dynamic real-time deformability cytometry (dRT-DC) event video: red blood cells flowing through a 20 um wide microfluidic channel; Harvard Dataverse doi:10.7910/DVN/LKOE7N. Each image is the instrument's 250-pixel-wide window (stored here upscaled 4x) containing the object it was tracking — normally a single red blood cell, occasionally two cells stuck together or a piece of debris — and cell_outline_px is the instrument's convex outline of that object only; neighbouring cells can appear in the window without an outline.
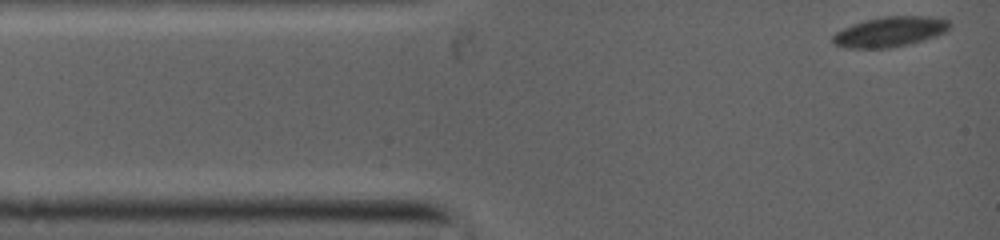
{"species": "common noctule bat (a hibernating species)", "species_latin": "Nyctalus noctula", "temperature_condition": "warm", "stored_images_in_passage": 54, "camera_frame_rate_fps": 5000, "um_per_image_px": 0.085, "animal": {"sex": "female", "body_mass_g": 19.0, "forearm_length_mm": 53.3}, "frame": {"image": 1, "passage_image": 1, "time_ms": 0.0, "image_size_px": [1000, 240], "cell_outline_px": [[948, 28], [944, 32], [920, 40], [888, 48], [852, 48], [836, 44], [832, 40], [832, 36], [836, 32], [844, 28], [868, 20], [888, 16], [920, 16], [948, 20]], "centroid_in_image_um": [75.6, 2.7], "position_along_channel_um": 9.4, "area_um2": 19.48}}
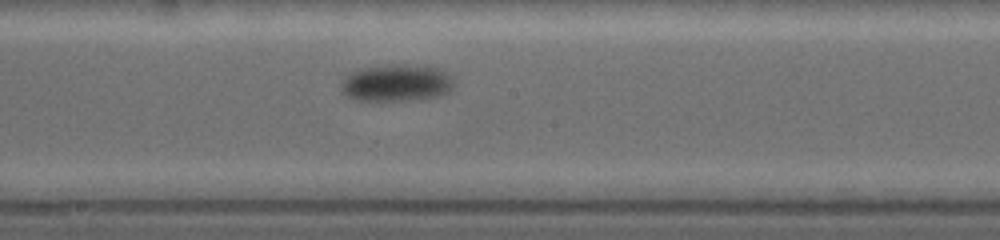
{"frame": {"image": 2, "passage_image": 22, "time_ms": 6.6, "image_size_px": [1000, 240], "cell_outline_px": [[452, 84], [448, 92], [432, 96], [400, 100], [360, 100], [348, 96], [344, 92], [344, 80], [348, 76], [364, 68], [388, 64], [436, 68], [444, 72], [448, 76]], "centroid_in_image_um": [33.68, 7.05], "position_along_channel_um": 214.5, "area_um2": 22.77}}
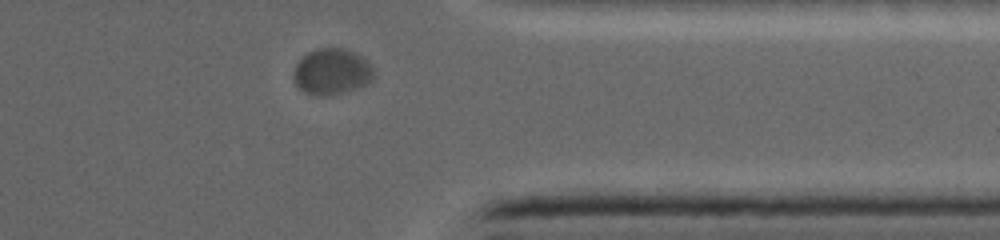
{"frame": {"image": 3, "passage_image": 47, "time_ms": 11.0, "image_size_px": [1000, 240], "cell_outline_px": [[372, 80], [336, 92], [304, 92], [296, 84], [292, 76], [296, 64], [308, 52], [316, 48], [344, 48], [360, 56], [372, 68]], "centroid_in_image_um": [28.13, 6.0], "position_along_channel_um": 383.3, "area_um2": 20.0}}